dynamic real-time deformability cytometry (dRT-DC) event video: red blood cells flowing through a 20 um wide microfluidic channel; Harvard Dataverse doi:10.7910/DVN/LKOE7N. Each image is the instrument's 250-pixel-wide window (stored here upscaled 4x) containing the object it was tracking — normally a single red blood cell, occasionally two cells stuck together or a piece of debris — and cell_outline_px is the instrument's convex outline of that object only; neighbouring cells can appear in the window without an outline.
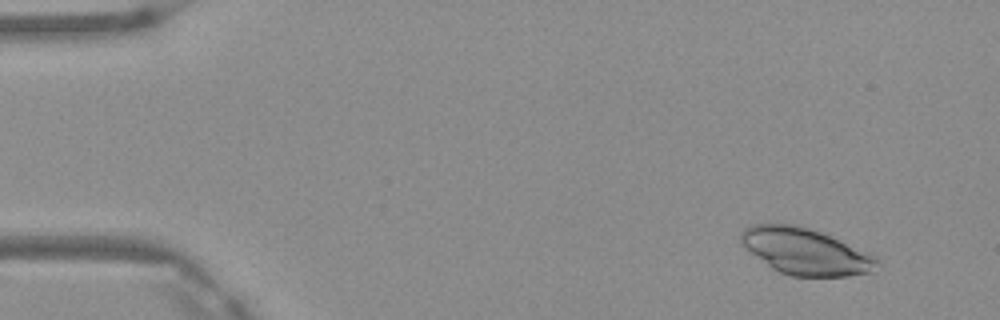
{"species": "Egyptian fruit bat (a non-hibernating species)", "species_latin": "Rousettus aegyptiacus", "temperature_condition": "warm", "stored_images_in_passage": 5, "camera_frame_rate_fps": 3000, "um_per_image_px": 0.085, "frame": {"image": 1, "passage_image": 1, "time_ms": 0.0, "image_size_px": [1000, 320], "cell_outline_px": [[880, 264], [868, 272], [848, 276], [792, 276], [780, 272], [772, 268], [740, 244], [740, 232], [744, 228], [752, 224], [800, 224], [820, 232], [868, 252], [876, 256], [880, 260]], "centroid_in_image_um": [68.44, 21.36], "position_along_channel_um": 16.6, "area_um2": 36.65}}